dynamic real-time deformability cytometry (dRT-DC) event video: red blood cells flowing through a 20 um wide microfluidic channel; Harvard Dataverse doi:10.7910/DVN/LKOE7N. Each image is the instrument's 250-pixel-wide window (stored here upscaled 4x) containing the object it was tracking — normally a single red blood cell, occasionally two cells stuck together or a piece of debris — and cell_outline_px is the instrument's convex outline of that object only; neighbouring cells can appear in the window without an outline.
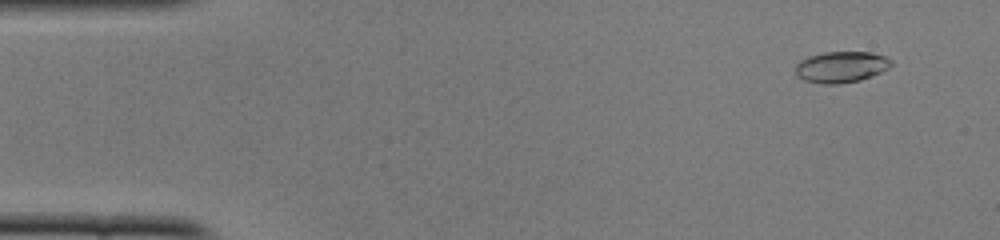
{"species": "common noctule bat (a hibernating species)", "species_latin": "Nyctalus noctula", "temperature_condition": "cold", "stored_images_in_passage": 51, "camera_frame_rate_fps": 3000, "um_per_image_px": 0.085, "animal": {"sex": "female", "body_mass_g": 22.0, "forearm_length_mm": 56.7}, "frame": {"image": 1, "passage_image": 4, "time_ms": 1.0, "image_size_px": [1000, 240], "cell_outline_px": [[892, 64], [888, 68], [872, 76], [860, 80], [836, 84], [824, 84], [804, 80], [796, 76], [796, 64], [800, 60], [808, 56], [824, 52], [872, 52], [884, 56], [892, 60]], "centroid_in_image_um": [71.49, 5.68], "position_along_channel_um": 13.5, "area_um2": 17.4}}
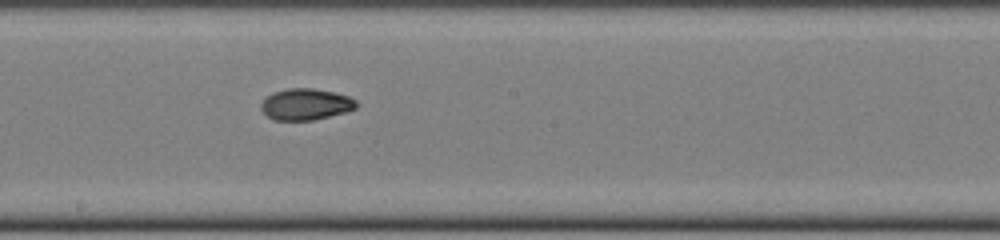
{"frame": {"image": 2, "passage_image": 28, "time_ms": 9.0, "image_size_px": [1000, 240], "cell_outline_px": [[356, 108], [348, 112], [312, 120], [272, 120], [260, 108], [260, 104], [272, 92], [288, 88], [312, 88], [336, 92], [348, 96], [356, 100]], "centroid_in_image_um": [26.0, 8.86], "position_along_channel_um": 222.2, "area_um2": 17.51}}
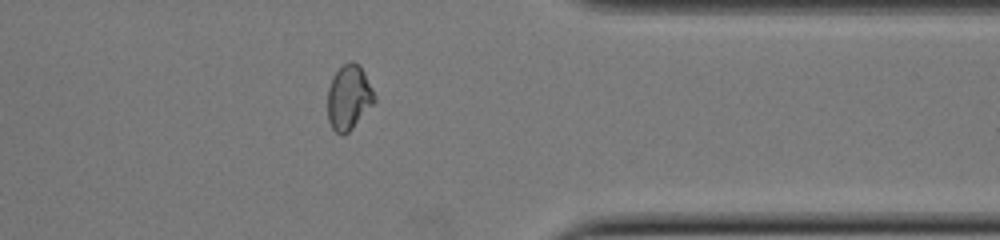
{"frame": {"image": 3, "passage_image": 41, "time_ms": 13.333, "image_size_px": [1000, 240], "cell_outline_px": [[376, 100], [352, 128], [344, 136], [340, 136], [332, 128], [328, 120], [328, 88], [332, 76], [344, 64], [352, 60], [360, 64], [376, 96]], "centroid_in_image_um": [29.64, 8.28], "position_along_channel_um": 381.8, "area_um2": 17.69}, "authors_computed_cell_mechanics": {"area_um2": 17.5134, "velocity_mm_per_s": 3.939, "shape_relaxation_time_tau1_ms": 3.6989, "shape_relaxation_time_tau2_ms": 3.0657, "deformation_change_tau1": 0.1669, "deformation_change_tau2": 0.0641}}